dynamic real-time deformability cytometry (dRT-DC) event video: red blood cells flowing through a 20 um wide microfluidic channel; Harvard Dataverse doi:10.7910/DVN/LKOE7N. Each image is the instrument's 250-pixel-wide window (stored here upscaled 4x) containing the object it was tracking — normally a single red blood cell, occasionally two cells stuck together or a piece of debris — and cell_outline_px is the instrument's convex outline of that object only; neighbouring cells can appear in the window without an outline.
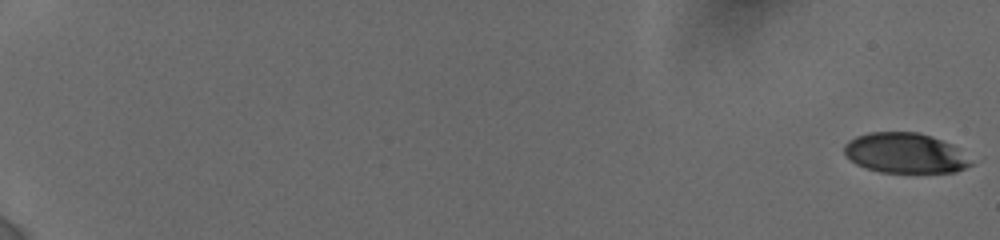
{"species": "human", "species_latin": "Homo sapiens", "temperature_condition": "cold", "stored_images_in_passage": 52, "camera_frame_rate_fps": 3000, "um_per_image_px": 0.085, "donor": {"sex": "female"}, "frame": {"image": 1, "passage_image": 1, "time_ms": 0.0, "image_size_px": [1000, 240], "cell_outline_px": [[972, 164], [956, 172], [880, 172], [856, 164], [844, 152], [844, 144], [848, 140], [856, 136], [868, 132], [920, 132], [932, 136], [952, 144]], "centroid_in_image_um": [76.89, 12.99], "position_along_channel_um": 8.1, "area_um2": 29.3}}
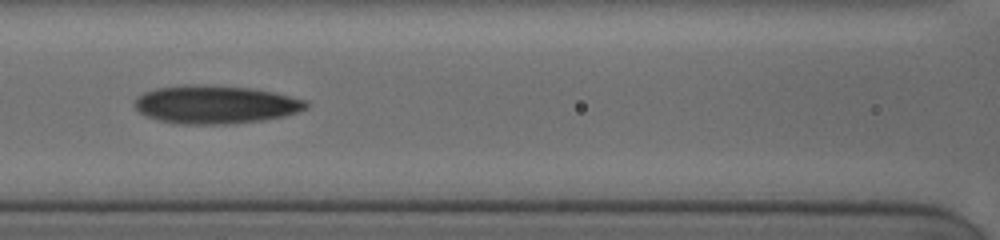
{"frame": {"image": 2, "passage_image": 28, "time_ms": 9.667, "image_size_px": [1000, 240], "cell_outline_px": [[308, 108], [284, 116], [264, 120], [236, 124], [176, 124], [160, 120], [148, 116], [140, 112], [132, 104], [136, 96], [144, 92], [156, 88], [184, 84], [204, 84], [256, 88], [276, 92], [308, 100]], "centroid_in_image_um": [18.33, 8.87], "position_along_channel_um": 148.3, "area_um2": 38.9}}
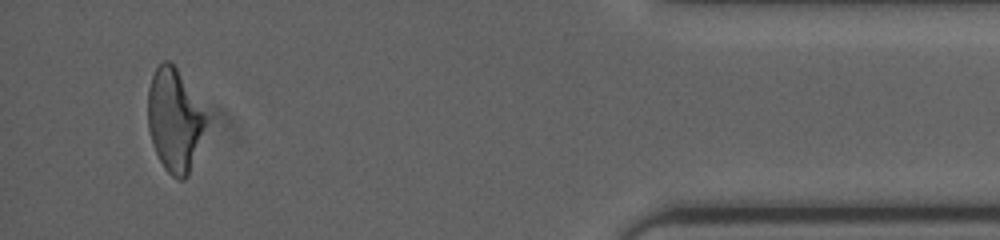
{"frame": {"image": 3, "passage_image": 49, "time_ms": 18.0, "image_size_px": [1000, 240], "cell_outline_px": [[204, 124], [188, 176], [184, 180], [176, 180], [164, 168], [152, 144], [148, 128], [148, 88], [152, 76], [156, 68], [164, 60], [168, 60], [176, 68], [204, 116]], "centroid_in_image_um": [14.74, 10.25], "position_along_channel_um": 420.5, "area_um2": 33.23}, "authors_computed_cell_mechanics": {"area_um2": 34.4199, "velocity_mm_per_s": 3.8431, "shape_relaxation_time_tau1_ms": null, "shape_relaxation_time_tau2_ms": 2.9771, "deformation_change_tau1": null, "deformation_change_tau2": 0.115}}